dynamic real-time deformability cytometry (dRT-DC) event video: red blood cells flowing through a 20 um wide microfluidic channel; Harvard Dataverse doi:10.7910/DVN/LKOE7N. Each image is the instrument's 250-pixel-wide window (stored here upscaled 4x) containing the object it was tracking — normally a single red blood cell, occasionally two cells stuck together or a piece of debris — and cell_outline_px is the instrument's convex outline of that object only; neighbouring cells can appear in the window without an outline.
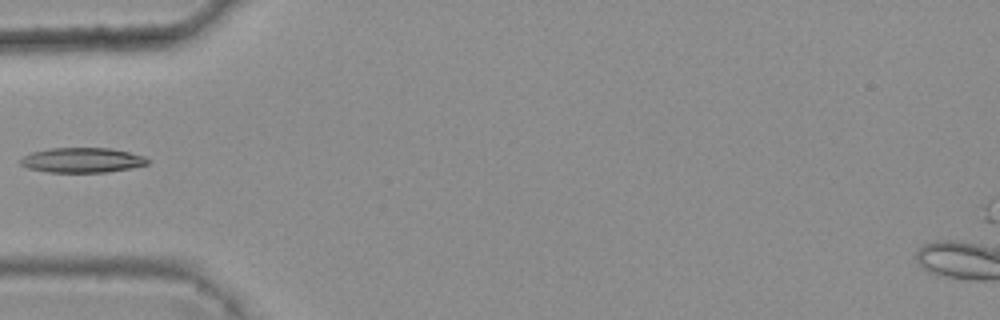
{"species": "common noctule bat (a hibernating species)", "species_latin": "Nyctalus noctula", "temperature_condition": "warm", "stored_images_in_passage": 6, "camera_frame_rate_fps": 3000, "um_per_image_px": 0.085, "animal": {"sex": "female", "body_mass_g": 25.1}, "frame": {"image": 1, "passage_image": 5, "time_ms": 1.333, "image_size_px": [1000, 320], "cell_outline_px": [[148, 164], [108, 172], [48, 172], [28, 168], [20, 164], [20, 160], [24, 156], [32, 152], [52, 148], [112, 148], [144, 156], [148, 160]], "centroid_in_image_um": [6.97, 13.61], "position_along_channel_um": 78.0, "area_um2": 18.26}}
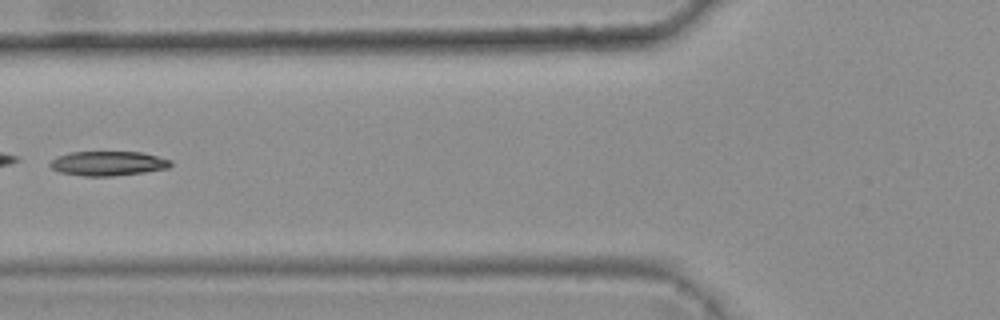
{"frame": {"image": 2, "passage_image": 6, "time_ms": 1.667, "image_size_px": [1000, 320], "cell_outline_px": [[172, 164], [168, 168], [144, 172], [112, 176], [84, 176], [60, 172], [52, 168], [48, 164], [52, 160], [68, 152], [140, 152], [172, 160]], "centroid_in_image_um": [9.19, 13.89], "position_along_channel_um": 116.6, "area_um2": 17.05}}